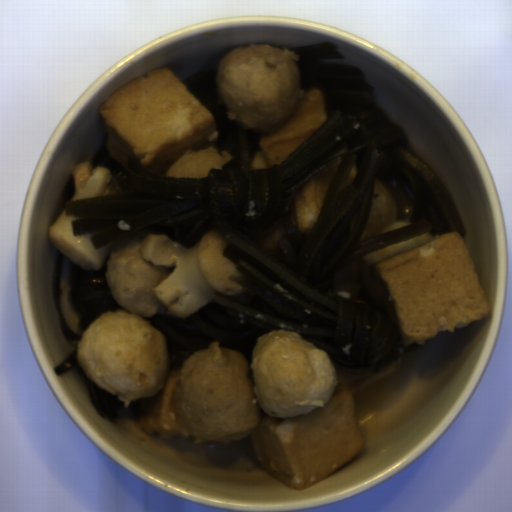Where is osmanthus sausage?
Wrapping results in <instances>:
<instances>
[{
	"instance_id": "a09e9dec",
	"label": "osmanthus sausage",
	"mask_w": 512,
	"mask_h": 512,
	"mask_svg": "<svg viewBox=\"0 0 512 512\" xmlns=\"http://www.w3.org/2000/svg\"><path fill=\"white\" fill-rule=\"evenodd\" d=\"M77 219L79 218L74 215H67L65 207L59 218L46 231L49 241L85 271H100L115 241L96 248L91 234L74 235L72 221Z\"/></svg>"
},
{
	"instance_id": "d35146e8",
	"label": "osmanthus sausage",
	"mask_w": 512,
	"mask_h": 512,
	"mask_svg": "<svg viewBox=\"0 0 512 512\" xmlns=\"http://www.w3.org/2000/svg\"><path fill=\"white\" fill-rule=\"evenodd\" d=\"M139 240L145 263L172 268L152 290L174 317L185 319L215 303V292L247 306L251 303L255 294L228 278L247 276L236 271L238 264L224 254L230 243L216 229L208 230L192 247L165 234H149Z\"/></svg>"
},
{
	"instance_id": "341b10c4",
	"label": "osmanthus sausage",
	"mask_w": 512,
	"mask_h": 512,
	"mask_svg": "<svg viewBox=\"0 0 512 512\" xmlns=\"http://www.w3.org/2000/svg\"><path fill=\"white\" fill-rule=\"evenodd\" d=\"M74 182V194L69 201L89 199L102 196L117 195L110 184L113 174L110 168L96 166L91 160L75 164L71 169Z\"/></svg>"
}]
</instances>
